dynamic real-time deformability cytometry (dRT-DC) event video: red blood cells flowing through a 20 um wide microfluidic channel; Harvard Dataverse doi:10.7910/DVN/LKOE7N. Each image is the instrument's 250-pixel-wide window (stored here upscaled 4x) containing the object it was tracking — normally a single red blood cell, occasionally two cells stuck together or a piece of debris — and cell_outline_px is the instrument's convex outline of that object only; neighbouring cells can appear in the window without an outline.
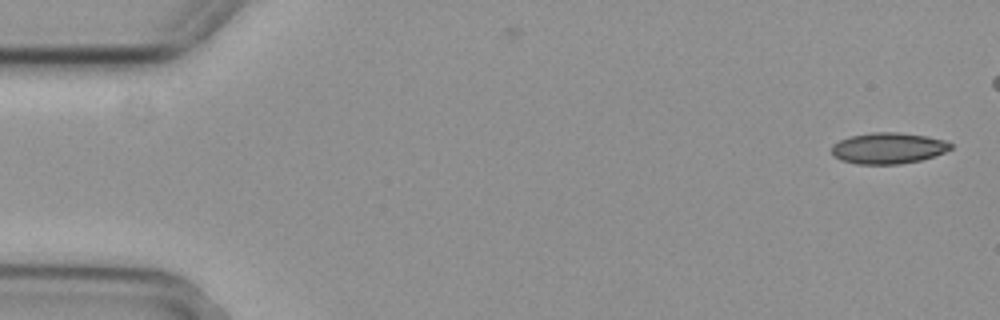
{"species": "common noctule bat (a hibernating species)", "species_latin": "Nyctalus noctula", "temperature_condition": "cold", "stored_images_in_passage": 6, "camera_frame_rate_fps": 3000, "um_per_image_px": 0.085, "animal": {"sex": "female", "body_mass_g": 29.2, "forearm_length_mm": 56.3}, "frame": {"image": 1, "passage_image": 1, "time_ms": 0.0, "image_size_px": [1000, 320], "cell_outline_px": [[952, 148], [944, 152], [920, 160], [900, 164], [856, 164], [840, 160], [832, 156], [832, 144], [840, 140], [852, 136], [872, 132], [900, 132], [924, 136], [944, 140], [952, 144]], "centroid_in_image_um": [75.46, 12.6], "position_along_channel_um": 9.5, "area_um2": 21.5}}